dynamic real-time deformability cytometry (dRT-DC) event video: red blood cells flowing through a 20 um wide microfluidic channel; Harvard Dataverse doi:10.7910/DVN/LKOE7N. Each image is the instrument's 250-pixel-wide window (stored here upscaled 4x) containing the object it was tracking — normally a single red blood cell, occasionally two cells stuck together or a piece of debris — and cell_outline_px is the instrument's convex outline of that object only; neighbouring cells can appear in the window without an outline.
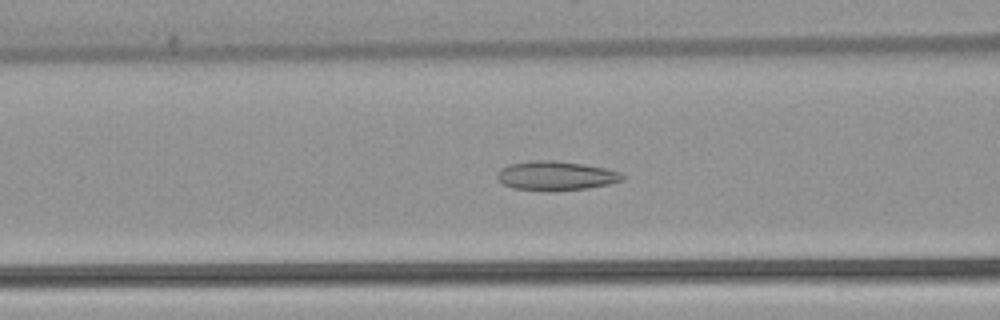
{"species": "common noctule bat (a hibernating species)", "species_latin": "Nyctalus noctula", "temperature_condition": "warm", "stored_images_in_passage": 52, "camera_frame_rate_fps": 3000, "um_per_image_px": 0.085, "animal": {"sex": "female", "body_mass_g": 22.7, "forearm_length_mm": 54.2}, "frame": {"image": 1, "passage_image": 21, "time_ms": 6.667, "image_size_px": [1000, 320], "cell_outline_px": [[624, 180], [608, 184], [588, 188], [512, 188], [504, 184], [496, 176], [496, 172], [500, 168], [508, 164], [532, 160], [556, 160], [584, 164], [604, 168], [620, 172], [624, 176]], "centroid_in_image_um": [47.24, 14.88], "position_along_channel_um": 119.4, "area_um2": 20.52}}
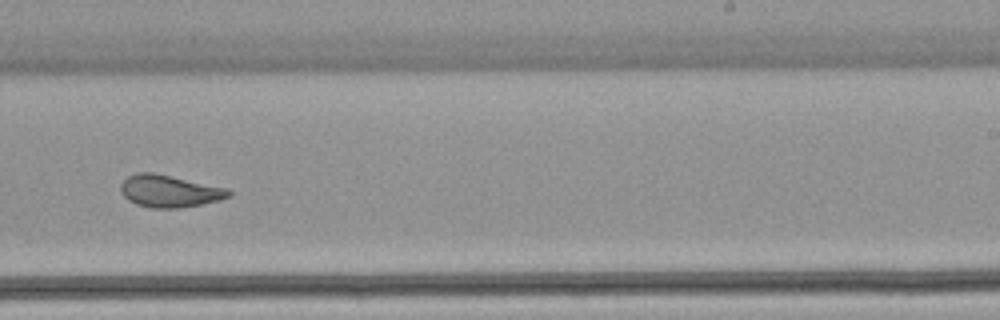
{"frame": {"image": 2, "passage_image": 33, "time_ms": 10.667, "image_size_px": [1000, 320], "cell_outline_px": [[232, 196], [220, 200], [180, 208], [152, 208], [136, 204], [128, 200], [120, 192], [120, 184], [128, 176], [136, 172], [152, 172], [228, 188], [232, 192]], "centroid_in_image_um": [14.4, 16.24], "position_along_channel_um": 274.6, "area_um2": 20.35}}
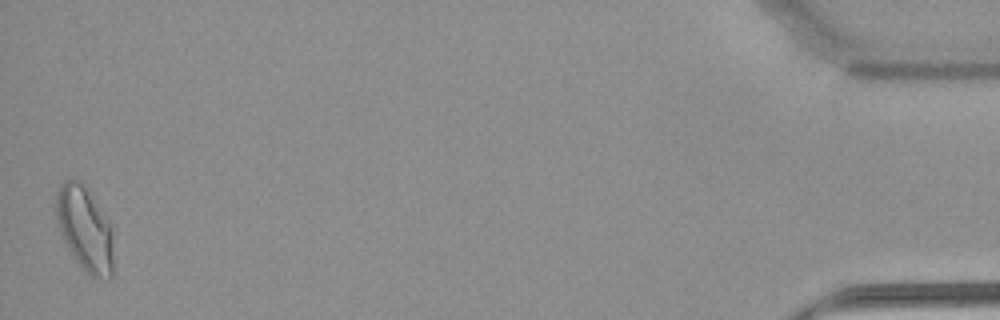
{"frame": {"image": 3, "passage_image": 52, "time_ms": 17.0, "image_size_px": [1000, 320], "cell_outline_px": [[112, 276], [108, 280], [92, 276], [72, 256], [60, 232], [56, 220], [56, 192], [60, 184], [64, 180], [80, 180], [84, 184], [112, 224]], "centroid_in_image_um": [7.21, 19.41], "position_along_channel_um": 428.0, "area_um2": 28.26}, "authors_computed_cell_mechanics": {"area_um2": 22.1952, "velocity_mm_per_s": 3.8957, "shape_relaxation_time_tau1_ms": null, "shape_relaxation_time_tau2_ms": 1.6111, "deformation_change_tau1": null, "deformation_change_tau2": 0.078}}